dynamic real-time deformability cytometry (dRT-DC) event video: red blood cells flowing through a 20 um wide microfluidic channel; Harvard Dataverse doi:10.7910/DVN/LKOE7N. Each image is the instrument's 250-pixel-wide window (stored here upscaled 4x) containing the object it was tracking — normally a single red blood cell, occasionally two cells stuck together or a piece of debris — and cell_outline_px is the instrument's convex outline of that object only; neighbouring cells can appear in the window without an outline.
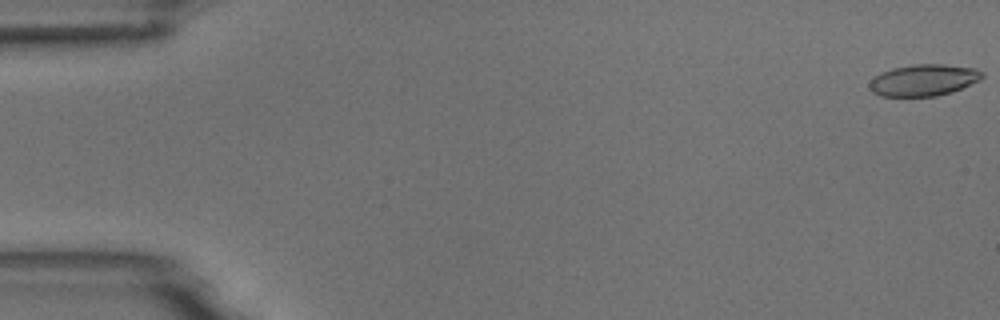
{"species": "common noctule bat (a hibernating species)", "species_latin": "Nyctalus noctula", "temperature_condition": "room temperature", "stored_images_in_passage": 6, "camera_frame_rate_fps": 3000, "um_per_image_px": 0.085, "animal": {"sex": "male", "body_mass_g": 18.8}, "frame": {"image": 1, "passage_image": 1, "time_ms": 0.0, "image_size_px": [1000, 320], "cell_outline_px": [[984, 76], [980, 80], [952, 92], [936, 96], [880, 96], [872, 92], [868, 84], [880, 72], [892, 68], [916, 64], [944, 64], [976, 68], [984, 72]], "centroid_in_image_um": [78.53, 6.8], "position_along_channel_um": 6.5, "area_um2": 20.81}}
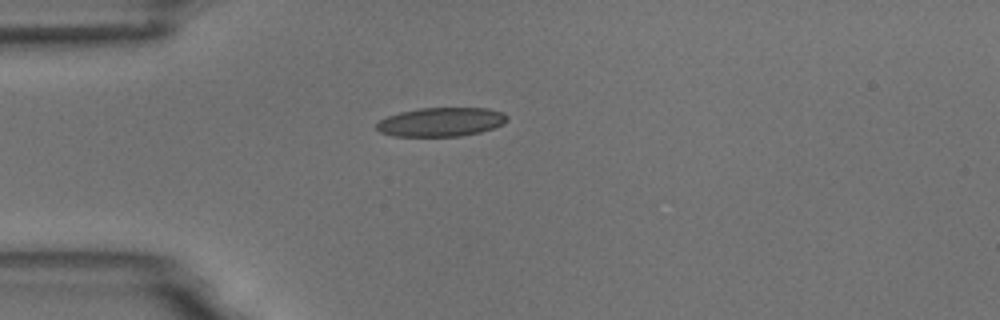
{"frame": {"image": 2, "passage_image": 5, "time_ms": 4.667, "image_size_px": [1000, 320], "cell_outline_px": [[508, 120], [504, 124], [480, 132], [460, 136], [392, 136], [380, 132], [376, 128], [376, 124], [380, 120], [388, 116], [400, 112], [420, 108], [488, 108], [504, 112], [508, 116]], "centroid_in_image_um": [37.51, 10.36], "position_along_channel_um": 47.5, "area_um2": 22.08}}